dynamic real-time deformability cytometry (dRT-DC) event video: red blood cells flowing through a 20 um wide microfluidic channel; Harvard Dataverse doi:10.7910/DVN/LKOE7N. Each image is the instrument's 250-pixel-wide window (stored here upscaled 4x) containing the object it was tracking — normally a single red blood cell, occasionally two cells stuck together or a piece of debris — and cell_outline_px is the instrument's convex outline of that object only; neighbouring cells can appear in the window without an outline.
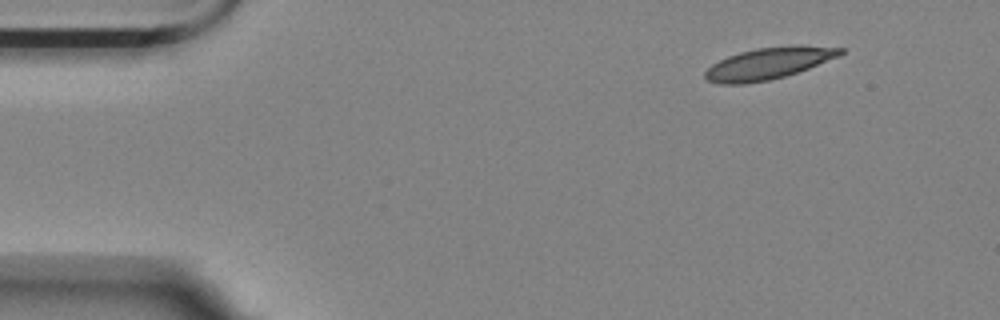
{"species": "Egyptian fruit bat (a non-hibernating species)", "species_latin": "Rousettus aegyptiacus", "temperature_condition": "room temperature", "stored_images_in_passage": 3, "camera_frame_rate_fps": 3000, "um_per_image_px": 0.085, "animal": {"sex": "female"}, "frame": {"image": 1, "passage_image": 1, "time_ms": 0.0, "image_size_px": [1000, 320], "cell_outline_px": [[844, 52], [840, 56], [808, 68], [784, 76], [768, 80], [744, 84], [720, 84], [708, 80], [704, 76], [704, 72], [712, 64], [728, 56], [740, 52], [756, 48], [792, 44], [796, 44], [844, 48]], "centroid_in_image_um": [65.34, 5.37], "position_along_channel_um": 19.7, "area_um2": 25.03}}